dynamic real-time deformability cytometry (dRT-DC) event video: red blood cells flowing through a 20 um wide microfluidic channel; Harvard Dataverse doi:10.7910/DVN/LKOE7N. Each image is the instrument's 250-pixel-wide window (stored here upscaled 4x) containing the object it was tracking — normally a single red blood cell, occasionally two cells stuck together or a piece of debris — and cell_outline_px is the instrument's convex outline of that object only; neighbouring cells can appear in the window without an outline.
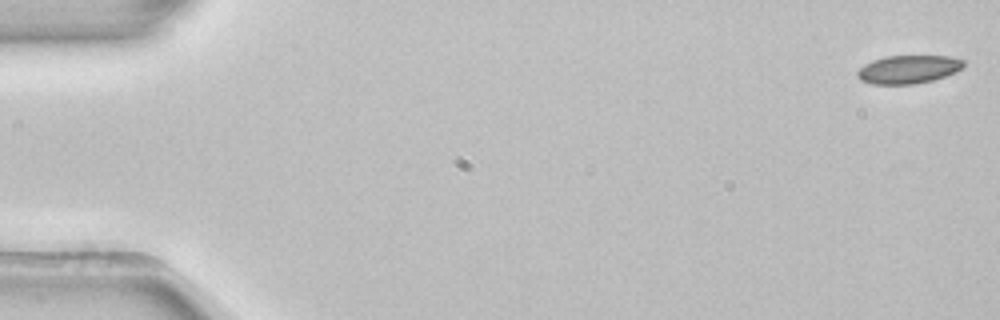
{"species": "common noctule bat (a hibernating species)", "species_latin": "Nyctalus noctula", "temperature_condition": "room temperature", "stored_images_in_passage": 11, "camera_frame_rate_fps": 3000, "um_per_image_px": 0.085, "animal": {"sex": "female", "body_mass_g": 22.7, "forearm_length_mm": 54.2}, "frame": {"image": 1, "passage_image": 1, "time_ms": 0.0, "image_size_px": [1000, 320], "cell_outline_px": [[964, 64], [956, 72], [932, 80], [912, 84], [872, 84], [860, 80], [856, 76], [856, 72], [864, 64], [872, 60], [884, 56], [952, 56], [964, 60]], "centroid_in_image_um": [77.17, 5.89], "position_along_channel_um": 7.8, "area_um2": 17.51}}